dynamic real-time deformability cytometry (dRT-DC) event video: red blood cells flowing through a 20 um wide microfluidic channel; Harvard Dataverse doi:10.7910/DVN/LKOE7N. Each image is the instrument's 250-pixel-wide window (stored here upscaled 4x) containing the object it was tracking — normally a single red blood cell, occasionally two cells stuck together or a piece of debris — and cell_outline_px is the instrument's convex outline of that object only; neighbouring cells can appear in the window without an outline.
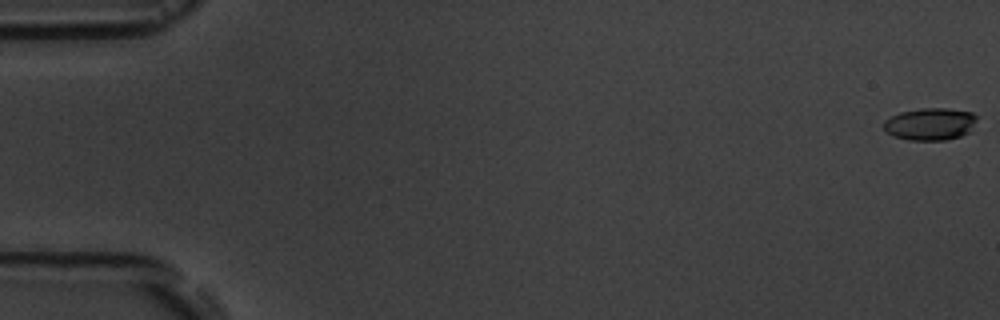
{"species": "common noctule bat (a hibernating species)", "species_latin": "Nyctalus noctula", "temperature_condition": "room temperature", "stored_images_in_passage": 6, "camera_frame_rate_fps": 3000, "um_per_image_px": 0.085, "animal": {"sex": "male", "body_mass_g": 19.5, "forearm_length_mm": 54.6}, "frame": {"image": 1, "passage_image": 1, "time_ms": 0.0, "image_size_px": [1000, 320], "cell_outline_px": [[976, 120], [968, 132], [960, 136], [944, 140], [908, 140], [892, 136], [884, 128], [884, 120], [900, 112], [920, 108], [944, 108], [972, 112], [976, 116]], "centroid_in_image_um": [79.04, 10.54], "position_along_channel_um": 6.0, "area_um2": 17.4}}
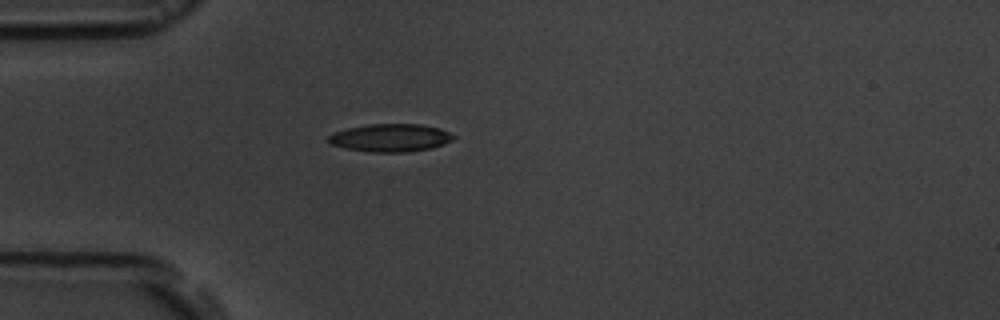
{"frame": {"image": 2, "passage_image": 5, "time_ms": 5.333, "image_size_px": [1000, 320], "cell_outline_px": [[456, 136], [452, 140], [444, 144], [432, 148], [408, 152], [372, 152], [344, 148], [328, 144], [324, 140], [332, 132], [348, 128], [368, 124], [420, 124], [440, 128]], "centroid_in_image_um": [33.13, 11.71], "position_along_channel_um": 51.9, "area_um2": 20.58}}